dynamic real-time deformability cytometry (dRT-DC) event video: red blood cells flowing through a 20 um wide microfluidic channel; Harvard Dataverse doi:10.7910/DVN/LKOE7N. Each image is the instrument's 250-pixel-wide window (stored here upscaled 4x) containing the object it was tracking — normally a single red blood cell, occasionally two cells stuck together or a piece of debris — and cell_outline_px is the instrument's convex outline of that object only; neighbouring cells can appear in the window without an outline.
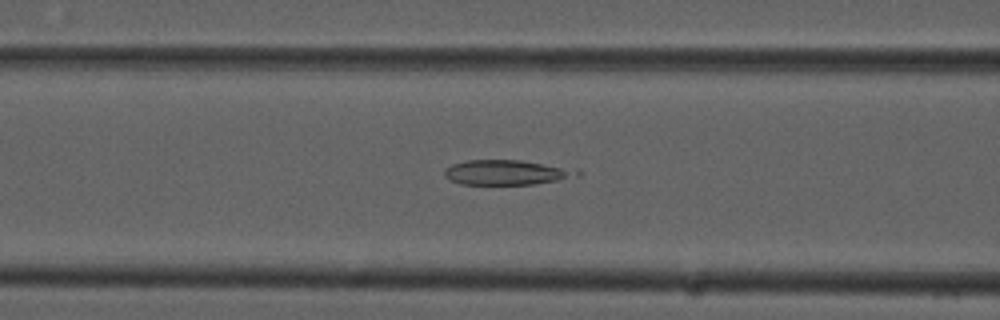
{"species": "common noctule bat (a hibernating species)", "species_latin": "Nyctalus noctula", "temperature_condition": "cold", "stored_images_in_passage": 54, "camera_frame_rate_fps": 3000, "um_per_image_px": 0.085, "animal": {"sex": "male", "forearm_length_mm": 52.5}, "frame": {"image": 1, "passage_image": 22, "time_ms": 7.0, "image_size_px": [1000, 320], "cell_outline_px": [[580, 176], [532, 184], [460, 184], [448, 180], [444, 176], [444, 168], [452, 164], [468, 160], [520, 160], [580, 168]], "centroid_in_image_um": [43.09, 14.64], "position_along_channel_um": 123.5, "area_um2": 19.54}}
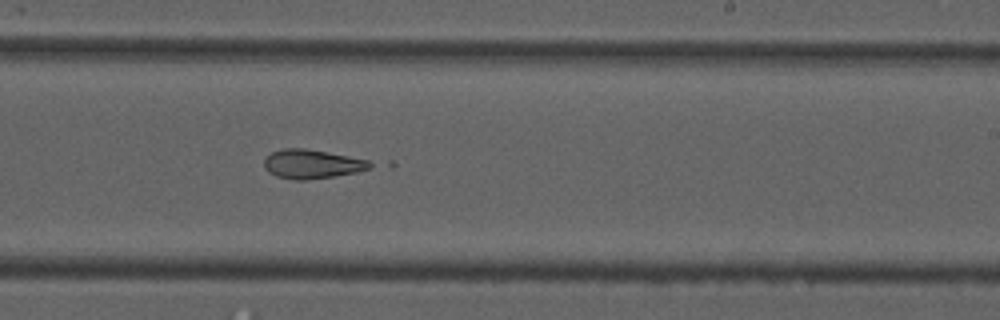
{"frame": {"image": 2, "passage_image": 33, "time_ms": 10.667, "image_size_px": [1000, 320], "cell_outline_px": [[396, 164], [392, 168], [304, 180], [292, 180], [276, 176], [268, 172], [264, 168], [264, 156], [272, 152], [284, 148], [304, 148], [392, 160]], "centroid_in_image_um": [27.15, 13.92], "position_along_channel_um": 261.9, "area_um2": 20.69}}
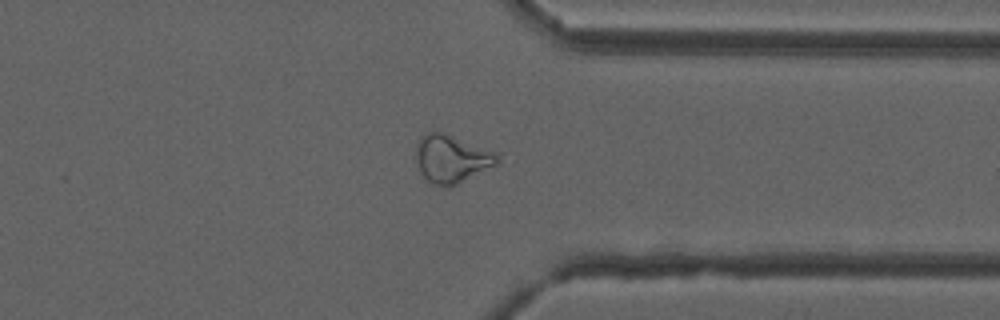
{"frame": {"image": 3, "passage_image": 42, "time_ms": 13.667, "image_size_px": [1000, 320], "cell_outline_px": [[500, 160], [496, 164], [448, 188], [444, 188], [432, 184], [420, 172], [416, 160], [416, 144], [428, 132], [440, 132], [500, 152]], "centroid_in_image_um": [38.41, 13.51], "position_along_channel_um": 373.0, "area_um2": 22.54}, "authors_computed_cell_mechanics": {"area_um2": 21.7039, "velocity_mm_per_s": 3.809, "shape_relaxation_time_tau1_ms": null, "shape_relaxation_time_tau2_ms": 2.3491, "deformation_change_tau1": null, "deformation_change_tau2": 0.1037}}